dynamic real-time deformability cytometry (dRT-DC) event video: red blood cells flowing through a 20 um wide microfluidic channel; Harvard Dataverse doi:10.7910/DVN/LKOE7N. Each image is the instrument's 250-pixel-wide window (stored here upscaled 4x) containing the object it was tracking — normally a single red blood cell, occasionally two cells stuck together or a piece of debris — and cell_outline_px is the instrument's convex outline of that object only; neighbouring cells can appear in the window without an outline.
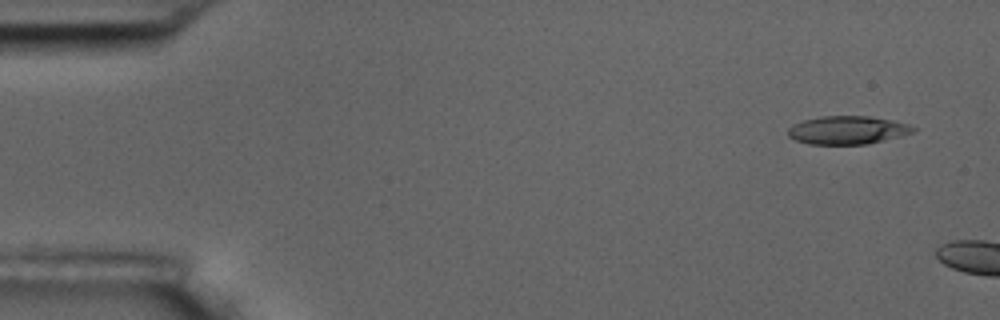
{"species": "common noctule bat (a hibernating species)", "species_latin": "Nyctalus noctula", "temperature_condition": "room temperature", "stored_images_in_passage": 2, "camera_frame_rate_fps": 3000, "um_per_image_px": 0.085, "animal": {"sex": "male", "body_mass_g": 17.5, "forearm_length_mm": 52.3}, "frame": {"image": 1, "passage_image": 1, "time_ms": 0.0, "image_size_px": [1000, 320], "cell_outline_px": [[916, 128], [912, 132], [900, 136], [868, 144], [808, 144], [796, 140], [788, 136], [788, 128], [792, 124], [804, 120], [820, 116], [868, 116], [892, 120], [908, 124]], "centroid_in_image_um": [72.0, 11.06], "position_along_channel_um": 13.0, "area_um2": 20.52}}